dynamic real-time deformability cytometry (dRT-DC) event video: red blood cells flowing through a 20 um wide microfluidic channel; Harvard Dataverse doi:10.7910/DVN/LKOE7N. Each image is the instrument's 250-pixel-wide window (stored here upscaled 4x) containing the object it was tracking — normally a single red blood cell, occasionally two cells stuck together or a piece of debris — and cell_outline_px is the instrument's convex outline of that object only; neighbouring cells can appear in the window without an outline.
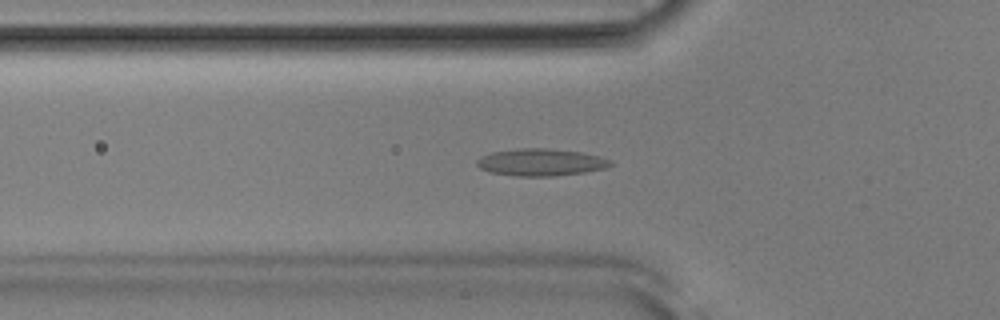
{"species": "Egyptian fruit bat (a non-hibernating species)", "species_latin": "Rousettus aegyptiacus", "temperature_condition": "room temperature", "stored_images_in_passage": 52, "camera_frame_rate_fps": 3000, "um_per_image_px": 0.085, "animal": {"sex": "male"}, "frame": {"image": 1, "passage_image": 18, "time_ms": 5.667, "image_size_px": [1000, 320], "cell_outline_px": [[612, 164], [604, 168], [584, 172], [556, 176], [516, 176], [492, 172], [480, 168], [476, 164], [476, 160], [492, 152], [520, 148], [548, 148], [580, 152], [600, 156], [612, 160]], "centroid_in_image_um": [45.99, 13.79], "position_along_channel_um": 79.8, "area_um2": 20.98}}
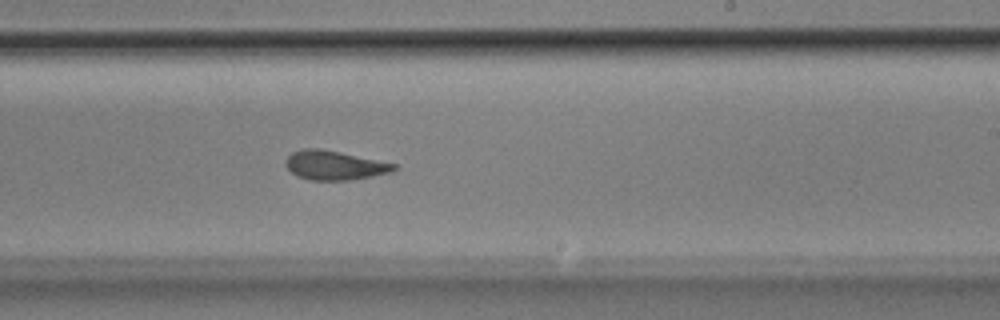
{"frame": {"image": 2, "passage_image": 32, "time_ms": 10.333, "image_size_px": [1000, 320], "cell_outline_px": [[396, 168], [392, 172], [372, 176], [348, 180], [308, 180], [296, 176], [284, 164], [284, 160], [292, 152], [304, 148], [320, 148], [340, 152], [396, 164]], "centroid_in_image_um": [28.38, 14.05], "position_along_channel_um": 260.6, "area_um2": 18.38}}
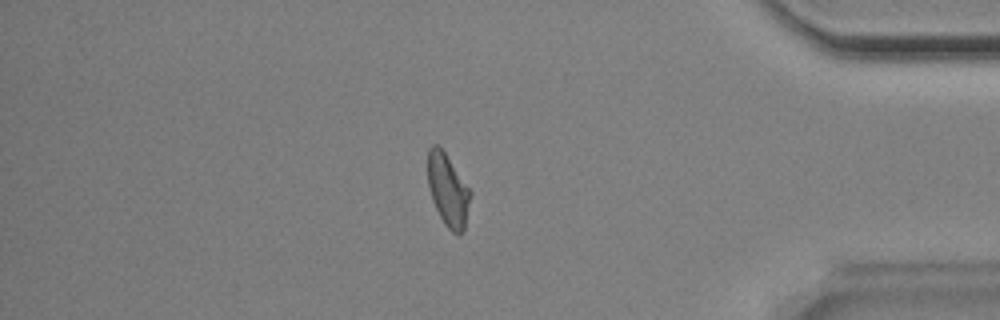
{"frame": {"image": 3, "passage_image": 45, "time_ms": 14.667, "image_size_px": [1000, 320], "cell_outline_px": [[472, 192], [464, 232], [460, 236], [456, 236], [444, 224], [432, 200], [428, 184], [428, 148], [432, 144], [436, 144], [444, 152]], "centroid_in_image_um": [38.09, 16.22], "position_along_channel_um": 397.1, "area_um2": 17.98}, "authors_computed_cell_mechanics": {"area_um2": 19.1607, "velocity_mm_per_s": 3.8632, "shape_relaxation_time_tau1_ms": null, "shape_relaxation_time_tau2_ms": 1.6238, "deformation_change_tau1": null, "deformation_change_tau2": 0.0891}}